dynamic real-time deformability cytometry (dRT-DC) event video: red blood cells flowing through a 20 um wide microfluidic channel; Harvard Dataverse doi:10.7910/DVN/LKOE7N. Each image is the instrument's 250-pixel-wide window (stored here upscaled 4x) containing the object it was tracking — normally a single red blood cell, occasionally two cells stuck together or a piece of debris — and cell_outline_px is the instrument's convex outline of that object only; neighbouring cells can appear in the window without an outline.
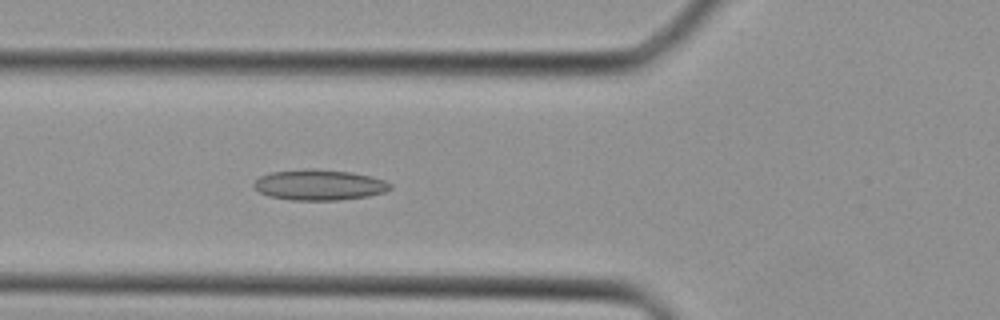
{"species": "Egyptian fruit bat (a non-hibernating species)", "species_latin": "Rousettus aegyptiacus", "temperature_condition": "cold", "stored_images_in_passage": 39, "camera_frame_rate_fps": 3000, "um_per_image_px": 0.085, "animal": {"sex": "female"}, "frame": {"image": 1, "passage_image": 14, "time_ms": 4.333, "image_size_px": [1000, 320], "cell_outline_px": [[392, 188], [384, 192], [368, 196], [340, 200], [292, 200], [268, 196], [260, 192], [252, 184], [260, 176], [272, 172], [304, 168], [312, 168], [352, 172], [372, 176], [384, 180], [392, 184]], "centroid_in_image_um": [27.15, 15.71], "position_along_channel_um": 98.6, "area_um2": 24.51}}
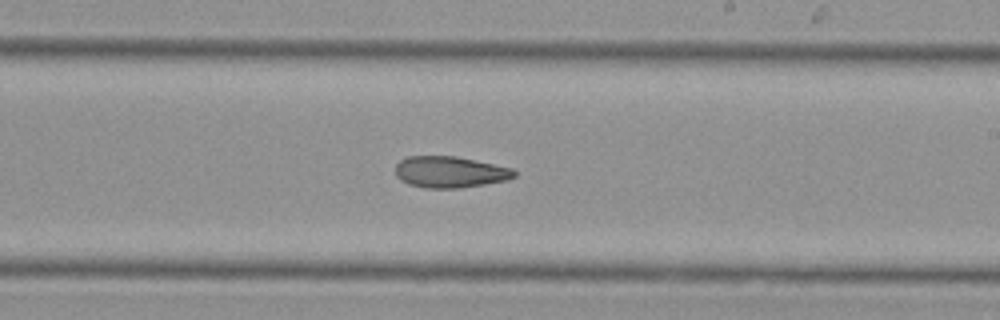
{"frame": {"image": 2, "passage_image": 23, "time_ms": 7.333, "image_size_px": [1000, 320], "cell_outline_px": [[516, 176], [508, 180], [460, 188], [424, 188], [408, 184], [400, 180], [396, 176], [396, 164], [400, 160], [408, 156], [456, 156], [512, 168], [516, 172]], "centroid_in_image_um": [38.23, 14.62], "position_along_channel_um": 250.8, "area_um2": 21.79}}
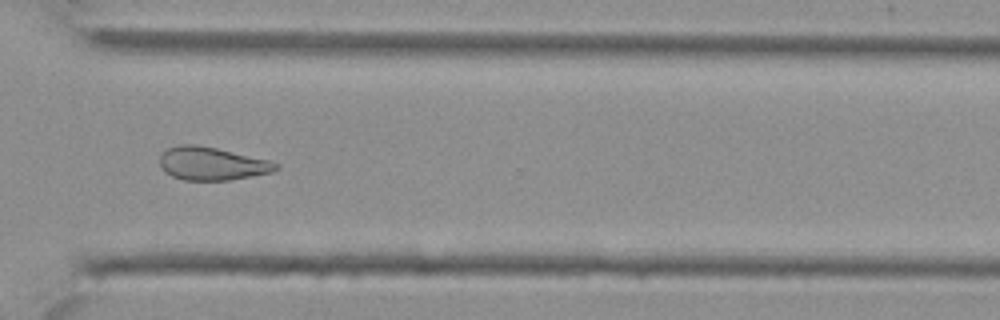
{"frame": {"image": 3, "passage_image": 29, "time_ms": 9.333, "image_size_px": [1000, 320], "cell_outline_px": [[280, 168], [272, 172], [232, 180], [184, 180], [172, 176], [164, 172], [160, 168], [160, 156], [168, 148], [180, 144], [196, 144], [216, 148], [268, 160], [280, 164]], "centroid_in_image_um": [18.0, 13.91], "position_along_channel_um": 352.6, "area_um2": 22.43}}